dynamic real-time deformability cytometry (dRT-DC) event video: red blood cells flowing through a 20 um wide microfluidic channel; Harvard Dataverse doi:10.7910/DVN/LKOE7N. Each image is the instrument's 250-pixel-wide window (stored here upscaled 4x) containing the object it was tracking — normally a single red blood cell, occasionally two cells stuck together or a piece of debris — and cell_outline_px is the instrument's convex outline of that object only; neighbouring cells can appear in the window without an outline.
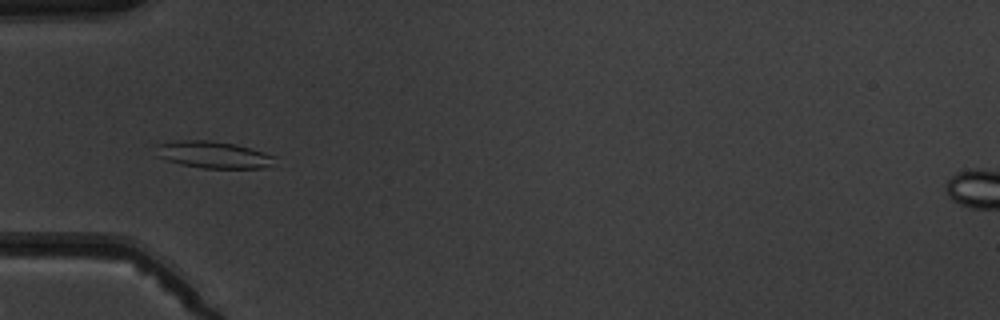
{"species": "common noctule bat (a hibernating species)", "species_latin": "Nyctalus noctula", "temperature_condition": "warm", "stored_images_in_passage": 7, "camera_frame_rate_fps": 3000, "um_per_image_px": 0.085, "animal": {"sex": "male", "body_mass_g": 19.5, "forearm_length_mm": 54.6}, "frame": {"image": 1, "passage_image": 5, "time_ms": 5.667, "image_size_px": [1000, 320], "cell_outline_px": [[276, 156], [264, 168], [204, 168], [180, 164], [156, 156], [156, 144], [176, 140], [208, 140], [236, 144], [264, 152]], "centroid_in_image_um": [18.07, 13.14], "position_along_channel_um": 66.9, "area_um2": 18.5}}
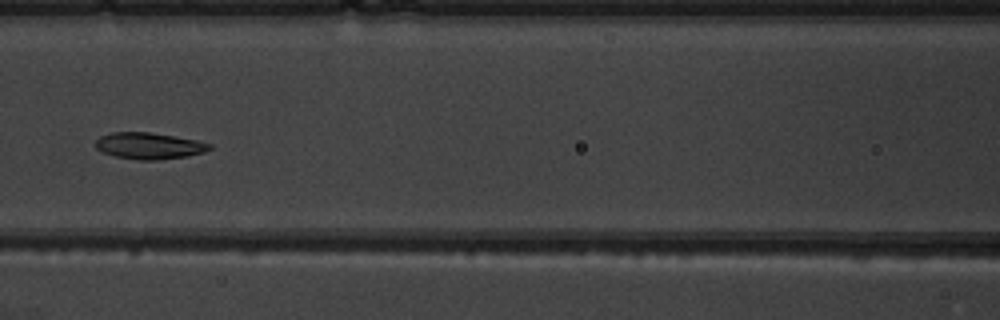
{"frame": {"image": 2, "passage_image": 7, "time_ms": 8.0, "image_size_px": [1000, 320], "cell_outline_px": [[212, 148], [204, 152], [188, 156], [156, 160], [140, 160], [112, 156], [100, 152], [96, 148], [96, 140], [100, 136], [112, 132], [148, 132], [196, 140], [212, 144]], "centroid_in_image_um": [12.64, 12.4], "position_along_channel_um": 154.0, "area_um2": 17.63}}